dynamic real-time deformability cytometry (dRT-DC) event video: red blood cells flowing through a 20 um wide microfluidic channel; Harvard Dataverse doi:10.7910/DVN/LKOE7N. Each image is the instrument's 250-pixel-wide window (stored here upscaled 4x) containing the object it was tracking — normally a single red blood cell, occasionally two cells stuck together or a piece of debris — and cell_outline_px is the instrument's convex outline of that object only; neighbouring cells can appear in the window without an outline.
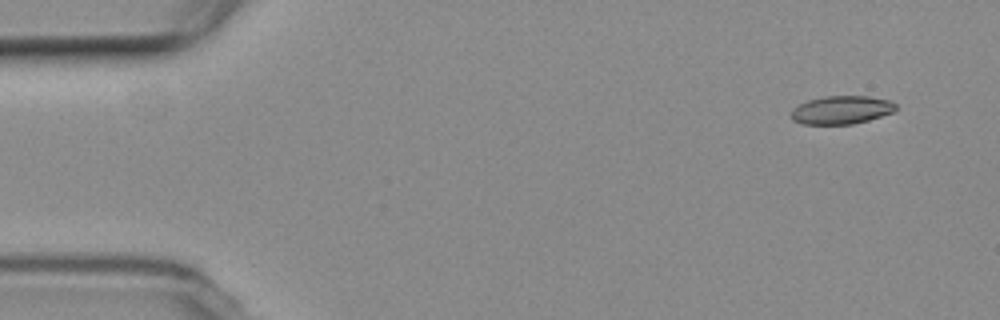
{"species": "common noctule bat (a hibernating species)", "species_latin": "Nyctalus noctula", "temperature_condition": "room temperature", "stored_images_in_passage": 6, "camera_frame_rate_fps": 3000, "um_per_image_px": 0.085, "animal": {"sex": "female", "body_mass_g": 19.3, "forearm_length_mm": 54.1}, "frame": {"image": 1, "passage_image": 1, "time_ms": 0.0, "image_size_px": [1000, 320], "cell_outline_px": [[896, 108], [892, 112], [868, 120], [852, 124], [804, 124], [792, 120], [792, 108], [808, 100], [824, 96], [868, 96], [888, 100], [896, 104]], "centroid_in_image_um": [71.5, 9.34], "position_along_channel_um": 13.5, "area_um2": 17.05}}
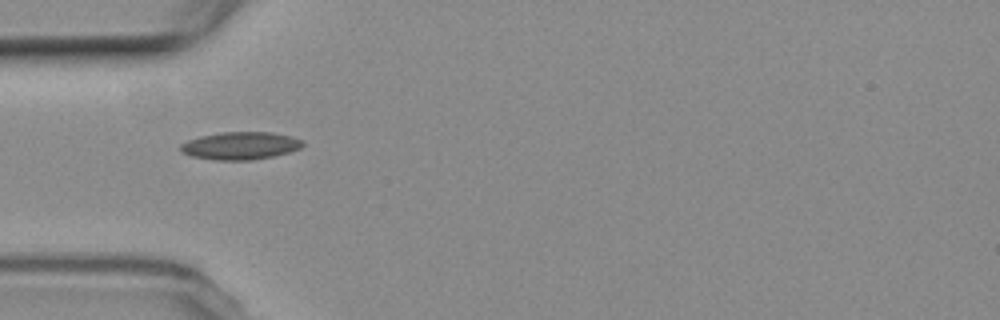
{"frame": {"image": 2, "passage_image": 5, "time_ms": 4.667, "image_size_px": [1000, 320], "cell_outline_px": [[304, 144], [300, 148], [288, 152], [272, 156], [252, 160], [216, 160], [192, 156], [184, 152], [180, 148], [180, 144], [188, 140], [200, 136], [220, 132], [272, 132], [292, 136], [304, 140]], "centroid_in_image_um": [20.46, 12.37], "position_along_channel_um": 64.5, "area_um2": 19.65}}
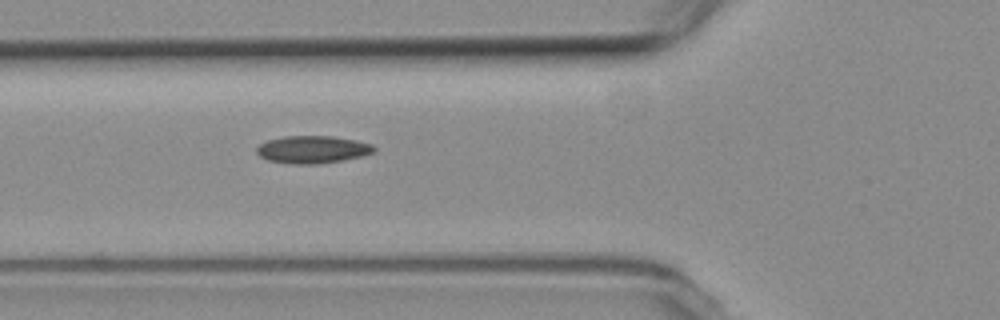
{"frame": {"image": 3, "passage_image": 6, "time_ms": 5.667, "image_size_px": [1000, 320], "cell_outline_px": [[376, 148], [372, 152], [360, 156], [320, 164], [292, 164], [268, 160], [260, 156], [256, 152], [256, 148], [260, 144], [268, 140], [284, 136], [332, 136], [356, 140], [372, 144]], "centroid_in_image_um": [26.54, 12.7], "position_along_channel_um": 99.3, "area_um2": 18.67}}